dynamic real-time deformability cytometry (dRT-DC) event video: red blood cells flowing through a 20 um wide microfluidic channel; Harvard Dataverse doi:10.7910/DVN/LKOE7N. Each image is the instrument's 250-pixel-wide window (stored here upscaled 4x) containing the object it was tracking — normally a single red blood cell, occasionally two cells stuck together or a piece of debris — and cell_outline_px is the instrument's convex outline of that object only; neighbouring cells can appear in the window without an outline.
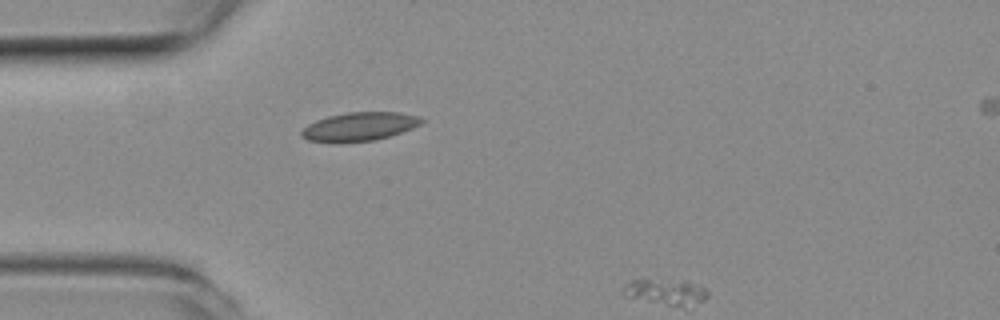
{"species": "common noctule bat (a hibernating species)", "species_latin": "Nyctalus noctula", "temperature_condition": "room temperature", "stored_images_in_passage": 2, "segment_of_instrument_passage": [1, 2], "camera_frame_rate_fps": 3000, "um_per_image_px": 0.085, "animal": {"sex": "female", "body_mass_g": 19.3, "forearm_length_mm": 54.1}, "frame": {"image": 1, "passage_image": 1, "time_ms": 0.0, "image_size_px": [1000, 320], "cell_outline_px": [[424, 120], [420, 124], [412, 128], [376, 140], [344, 144], [332, 144], [308, 140], [300, 136], [300, 132], [308, 124], [316, 120], [328, 116], [348, 112], [400, 112], [420, 116]], "centroid_in_image_um": [30.5, 10.79], "position_along_channel_um": 54.5, "area_um2": 20.46}}